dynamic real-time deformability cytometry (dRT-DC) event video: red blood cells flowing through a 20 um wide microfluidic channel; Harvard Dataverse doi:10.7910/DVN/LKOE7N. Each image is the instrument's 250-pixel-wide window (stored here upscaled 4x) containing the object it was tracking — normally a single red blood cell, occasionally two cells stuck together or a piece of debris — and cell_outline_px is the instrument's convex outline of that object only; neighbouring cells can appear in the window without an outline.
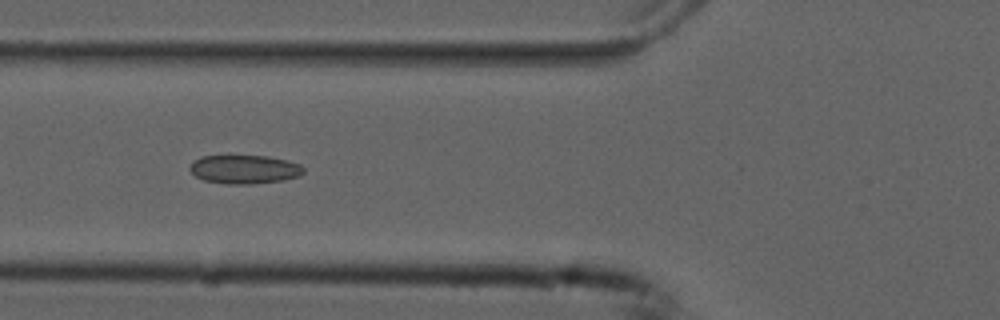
{"species": "common noctule bat (a hibernating species)", "species_latin": "Nyctalus noctula", "temperature_condition": "cold", "stored_images_in_passage": 8, "camera_frame_rate_fps": 3000, "um_per_image_px": 0.085, "animal": {"sex": "male", "forearm_length_mm": 52.5}, "frame": {"image": 1, "passage_image": 6, "time_ms": 1.667, "image_size_px": [1000, 320], "cell_outline_px": [[304, 172], [300, 176], [284, 180], [252, 184], [228, 184], [204, 180], [196, 176], [188, 168], [192, 160], [200, 156], [268, 156], [288, 160], [300, 164], [304, 168]], "centroid_in_image_um": [20.78, 14.39], "position_along_channel_um": 105.0, "area_um2": 19.19}}